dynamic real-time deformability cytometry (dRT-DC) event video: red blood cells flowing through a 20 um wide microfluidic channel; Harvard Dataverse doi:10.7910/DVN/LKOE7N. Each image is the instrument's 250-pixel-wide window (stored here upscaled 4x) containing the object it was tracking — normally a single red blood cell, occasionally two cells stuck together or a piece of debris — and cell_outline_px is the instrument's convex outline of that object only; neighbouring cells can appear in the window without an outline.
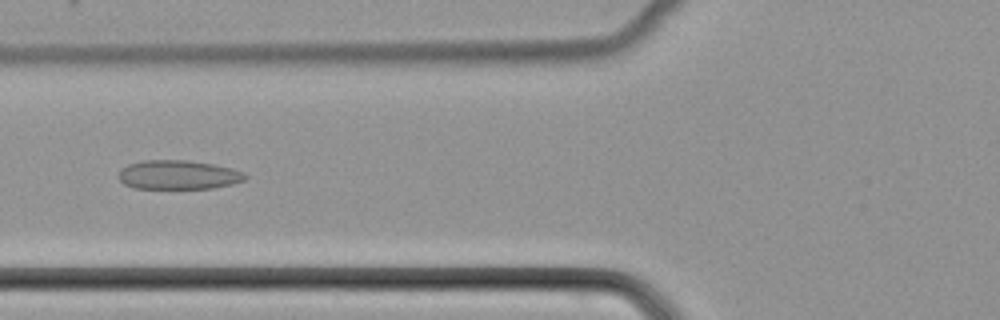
{"species": "common noctule bat (a hibernating species)", "species_latin": "Nyctalus noctula", "temperature_condition": "cold", "stored_images_in_passage": 38, "camera_frame_rate_fps": 3000, "um_per_image_px": 0.085, "animal": {"sex": "female", "body_mass_g": 22.7, "forearm_length_mm": 54.2}, "frame": {"image": 1, "passage_image": 7, "time_ms": 2.0, "image_size_px": [1000, 320], "cell_outline_px": [[248, 176], [244, 180], [232, 184], [212, 188], [136, 188], [124, 184], [116, 176], [120, 168], [128, 164], [144, 160], [188, 160], [212, 164], [232, 168], [244, 172]], "centroid_in_image_um": [15.13, 14.85], "position_along_channel_um": 110.7, "area_um2": 21.56}}
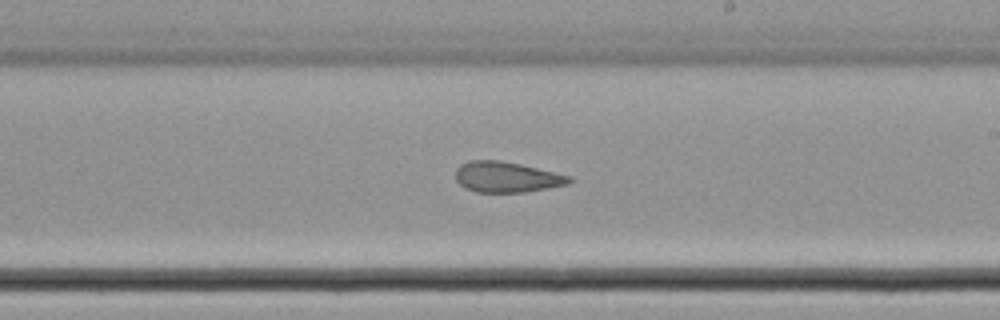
{"frame": {"image": 2, "passage_image": 17, "time_ms": 5.333, "image_size_px": [1000, 320], "cell_outline_px": [[572, 180], [568, 184], [548, 188], [524, 192], [476, 192], [464, 188], [456, 180], [456, 168], [460, 164], [468, 160], [500, 160], [520, 164], [572, 176]], "centroid_in_image_um": [43.04, 15.04], "position_along_channel_um": 246.0, "area_um2": 20.35}}
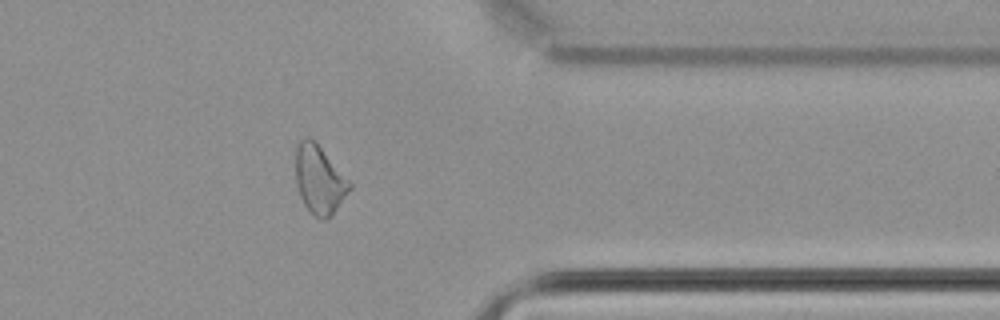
{"frame": {"image": 3, "passage_image": 28, "time_ms": 9.0, "image_size_px": [1000, 320], "cell_outline_px": [[352, 188], [332, 216], [324, 220], [320, 220], [304, 204], [300, 196], [296, 184], [296, 144], [304, 136], [308, 136], [316, 140], [352, 184]], "centroid_in_image_um": [27.15, 15.24], "position_along_channel_um": 384.3, "area_um2": 21.79}}